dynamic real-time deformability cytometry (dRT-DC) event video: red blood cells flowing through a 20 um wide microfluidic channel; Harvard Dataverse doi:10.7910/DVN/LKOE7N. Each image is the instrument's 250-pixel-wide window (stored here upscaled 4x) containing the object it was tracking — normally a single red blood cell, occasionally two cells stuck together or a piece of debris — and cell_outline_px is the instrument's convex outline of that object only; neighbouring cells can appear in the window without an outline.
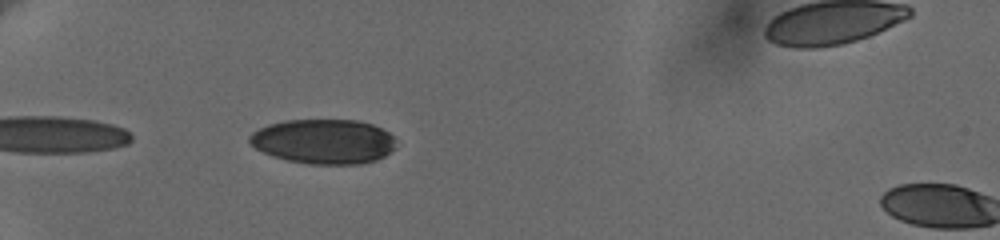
{"species": "human", "species_latin": "Homo sapiens", "temperature_condition": "cold", "stored_images_in_passage": 26, "camera_frame_rate_fps": 3000, "um_per_image_px": 0.085, "donor": {"sex": "female"}, "frame": {"image": 1, "passage_image": 3, "time_ms": 0.667, "image_size_px": [1000, 240], "cell_outline_px": [[396, 148], [384, 156], [376, 160], [360, 164], [308, 164], [288, 160], [272, 156], [256, 148], [248, 140], [248, 136], [252, 132], [268, 124], [284, 120], [360, 120], [372, 124], [388, 132], [396, 140]], "centroid_in_image_um": [27.52, 12.02], "position_along_channel_um": 57.5, "area_um2": 38.32}}
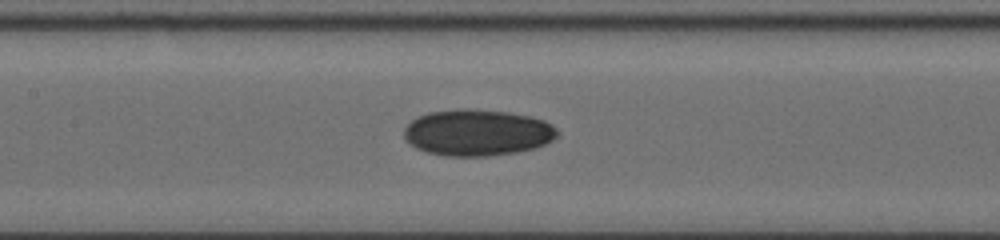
{"frame": {"image": 2, "passage_image": 15, "time_ms": 4.333, "image_size_px": [1000, 240], "cell_outline_px": [[560, 132], [552, 140], [536, 148], [516, 152], [488, 156], [444, 156], [428, 152], [416, 148], [404, 140], [404, 128], [412, 120], [428, 112], [460, 108], [464, 108], [508, 112], [532, 116], [544, 120], [552, 124]], "centroid_in_image_um": [40.58, 11.27], "position_along_channel_um": 166.8, "area_um2": 41.67}}
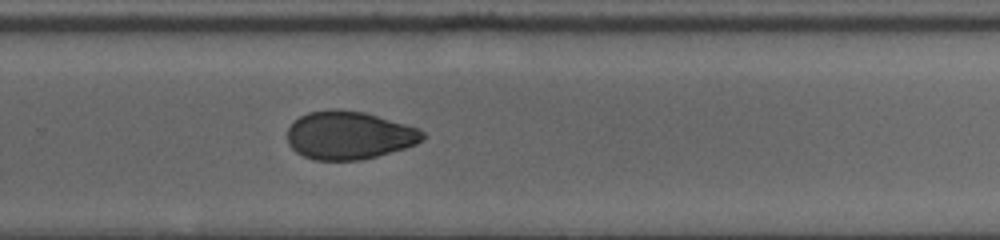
{"frame": {"image": 3, "passage_image": 26, "time_ms": 8.0, "image_size_px": [1000, 240], "cell_outline_px": [[428, 136], [424, 140], [416, 144], [404, 148], [376, 156], [360, 160], [316, 160], [304, 156], [296, 152], [288, 144], [288, 128], [300, 116], [308, 112], [336, 108], [364, 112], [420, 128]], "centroid_in_image_um": [29.7, 11.49], "position_along_channel_um": 300.1, "area_um2": 38.03}}